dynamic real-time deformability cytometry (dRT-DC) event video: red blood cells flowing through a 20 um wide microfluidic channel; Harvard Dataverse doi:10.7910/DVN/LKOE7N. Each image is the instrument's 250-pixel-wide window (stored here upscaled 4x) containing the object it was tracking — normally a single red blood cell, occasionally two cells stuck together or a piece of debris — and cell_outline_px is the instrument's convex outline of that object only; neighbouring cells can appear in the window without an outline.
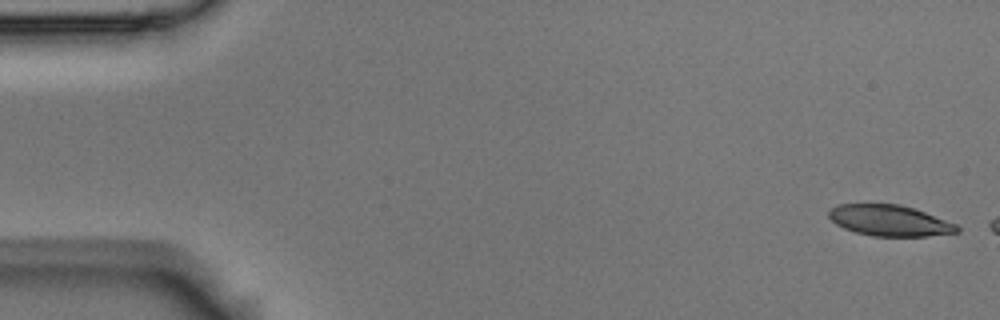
{"species": "Egyptian fruit bat (a non-hibernating species)", "species_latin": "Rousettus aegyptiacus", "temperature_condition": "room temperature", "stored_images_in_passage": 3, "camera_frame_rate_fps": 3000, "um_per_image_px": 0.085, "animal": {"sex": "male"}, "frame": {"image": 1, "passage_image": 1, "time_ms": 0.0, "image_size_px": [1000, 320], "cell_outline_px": [[960, 232], [928, 236], [872, 236], [856, 232], [844, 228], [836, 224], [828, 216], [828, 212], [836, 204], [900, 204], [924, 212], [956, 224], [960, 228]], "centroid_in_image_um": [75.61, 18.75], "position_along_channel_um": 9.4, "area_um2": 23.0}}